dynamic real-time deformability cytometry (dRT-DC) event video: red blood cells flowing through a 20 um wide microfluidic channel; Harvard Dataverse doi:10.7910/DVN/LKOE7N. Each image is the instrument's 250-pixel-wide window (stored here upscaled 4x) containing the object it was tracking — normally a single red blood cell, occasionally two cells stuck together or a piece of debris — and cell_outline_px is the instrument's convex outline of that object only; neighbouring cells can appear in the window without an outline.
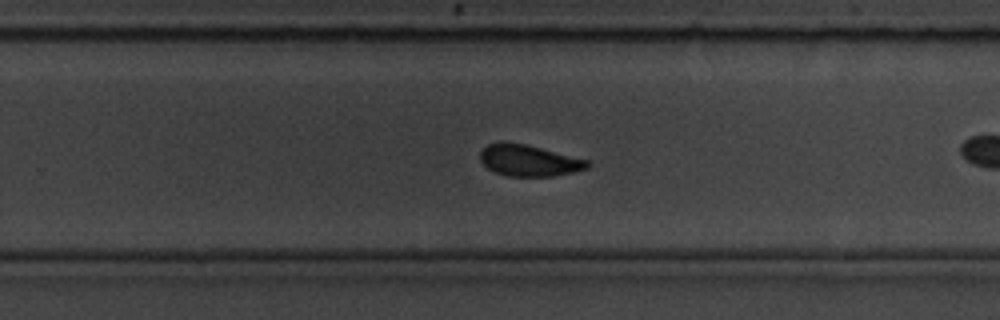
{"species": "common noctule bat (a hibernating species)", "species_latin": "Nyctalus noctula", "temperature_condition": "room temperature", "stored_images_in_passage": 28, "camera_frame_rate_fps": 3000, "um_per_image_px": 0.085, "animal": {"sex": "male", "body_mass_g": 19.5, "forearm_length_mm": 54.6}, "frame": {"image": 1, "passage_image": 20, "time_ms": 6.333, "image_size_px": [1000, 320], "cell_outline_px": [[592, 164], [588, 168], [572, 172], [552, 176], [508, 176], [496, 172], [488, 168], [480, 160], [480, 152], [488, 144], [500, 140], [524, 144], [592, 160]], "centroid_in_image_um": [44.99, 13.63], "position_along_channel_um": 284.8, "area_um2": 19.77}}